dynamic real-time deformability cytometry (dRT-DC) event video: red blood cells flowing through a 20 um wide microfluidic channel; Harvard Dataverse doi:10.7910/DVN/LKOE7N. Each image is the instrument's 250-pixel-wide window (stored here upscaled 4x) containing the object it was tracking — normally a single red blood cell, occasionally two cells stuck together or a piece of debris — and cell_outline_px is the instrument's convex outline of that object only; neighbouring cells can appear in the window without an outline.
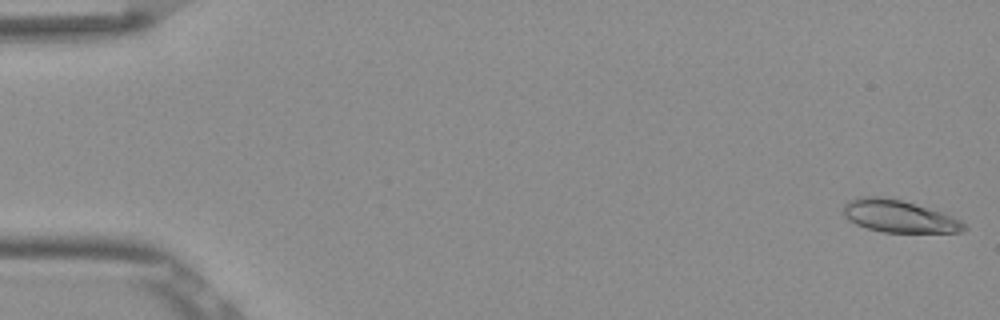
{"species": "Egyptian fruit bat (a non-hibernating species)", "species_latin": "Rousettus aegyptiacus", "temperature_condition": "room temperature", "stored_images_in_passage": 52, "camera_frame_rate_fps": 3000, "um_per_image_px": 0.085, "frame": {"image": 1, "passage_image": 1, "time_ms": 0.0, "image_size_px": [1000, 320], "cell_outline_px": [[968, 228], [960, 232], [884, 232], [868, 228], [856, 224], [848, 220], [844, 216], [844, 204], [848, 200], [860, 196], [880, 196], [900, 200], [940, 212], [960, 220]], "centroid_in_image_um": [76.36, 18.38], "position_along_channel_um": 8.6, "area_um2": 22.37}}
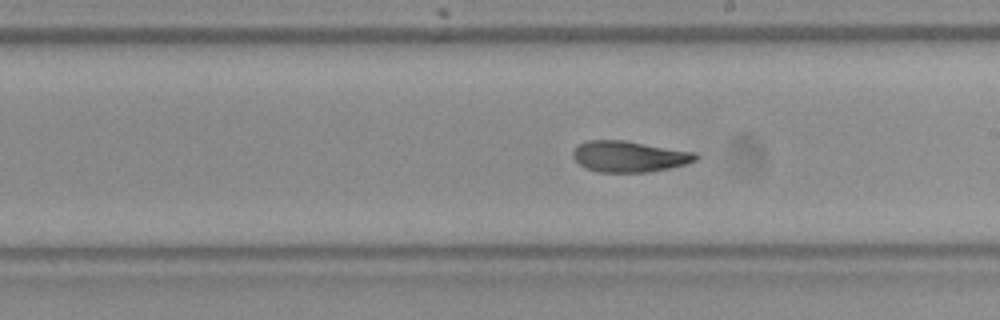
{"frame": {"image": 2, "passage_image": 30, "time_ms": 9.667, "image_size_px": [1000, 320], "cell_outline_px": [[700, 156], [696, 160], [684, 164], [668, 168], [648, 172], [600, 172], [584, 168], [572, 156], [572, 152], [580, 144], [588, 140], [624, 140], [696, 152]], "centroid_in_image_um": [53.49, 13.3], "position_along_channel_um": 235.5, "area_um2": 22.14}}
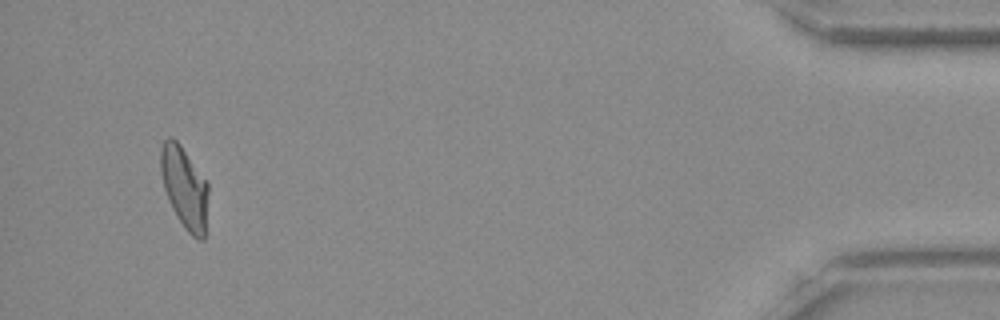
{"frame": {"image": 3, "passage_image": 50, "time_ms": 16.333, "image_size_px": [1000, 320], "cell_outline_px": [[208, 192], [204, 240], [200, 240], [192, 236], [184, 228], [176, 216], [168, 200], [164, 188], [160, 172], [160, 148], [164, 140], [168, 136], [172, 136], [180, 144], [208, 180]], "centroid_in_image_um": [15.67, 15.91], "position_along_channel_um": 419.5, "area_um2": 23.06}, "authors_computed_cell_mechanics": {"area_um2": 22.4842, "velocity_mm_per_s": 3.8701, "shape_relaxation_time_tau1_ms": 8.3057, "shape_relaxation_time_tau2_ms": 2.012, "deformation_change_tau1": 0.2656, "deformation_change_tau2": 0.0952}}